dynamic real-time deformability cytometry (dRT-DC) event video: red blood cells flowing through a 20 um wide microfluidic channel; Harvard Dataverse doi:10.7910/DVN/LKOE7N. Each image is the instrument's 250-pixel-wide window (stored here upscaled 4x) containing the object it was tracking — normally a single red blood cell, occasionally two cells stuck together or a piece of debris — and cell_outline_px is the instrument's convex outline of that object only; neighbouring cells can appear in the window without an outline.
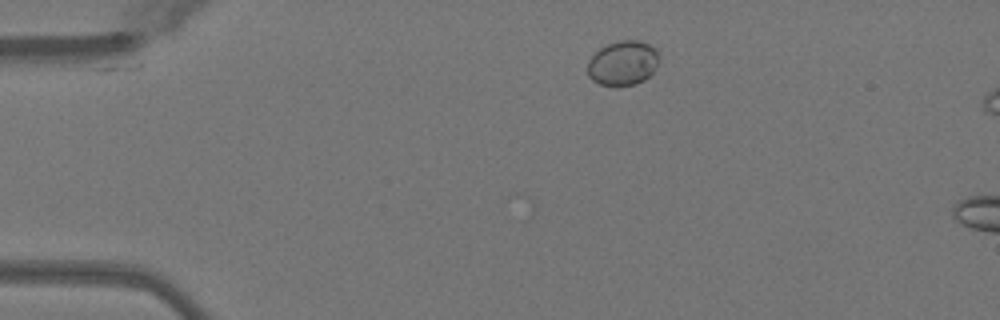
{"species": "Egyptian fruit bat (a non-hibernating species)", "species_latin": "Rousettus aegyptiacus", "temperature_condition": "warm", "stored_images_in_passage": 5, "camera_frame_rate_fps": 3000, "um_per_image_px": 0.085, "animal": {"sex": "female"}, "frame": {"image": 1, "passage_image": 1, "time_ms": 0.0, "image_size_px": [1000, 320], "cell_outline_px": [[656, 68], [644, 80], [636, 84], [616, 88], [600, 84], [592, 80], [588, 76], [588, 60], [600, 48], [608, 44], [620, 40], [640, 40], [656, 48]], "centroid_in_image_um": [52.91, 5.39], "position_along_channel_um": 32.1, "area_um2": 18.67}}